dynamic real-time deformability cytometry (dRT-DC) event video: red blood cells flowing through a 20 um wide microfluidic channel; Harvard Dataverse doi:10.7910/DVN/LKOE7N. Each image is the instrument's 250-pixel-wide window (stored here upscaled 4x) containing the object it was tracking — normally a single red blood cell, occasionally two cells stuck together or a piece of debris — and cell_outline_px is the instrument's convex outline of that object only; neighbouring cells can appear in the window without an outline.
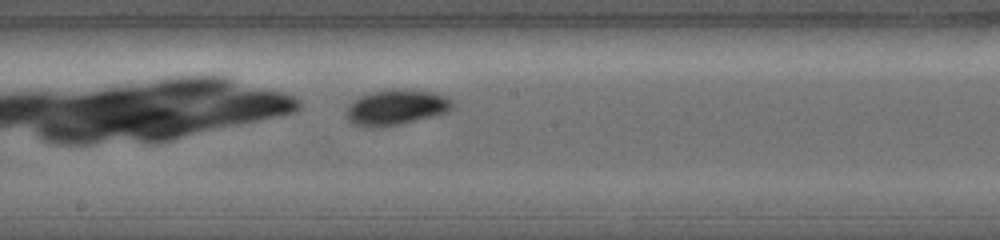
{"species": "common noctule bat (a hibernating species)", "species_latin": "Nyctalus noctula", "temperature_condition": "warm", "stored_images_in_passage": 40, "camera_frame_rate_fps": 5000, "um_per_image_px": 0.085, "animal": {"sex": "female", "body_mass_g": 19.0, "forearm_length_mm": 56.7}, "frame": {"image": 1, "passage_image": 13, "time_ms": 2.6, "image_size_px": [1000, 240], "cell_outline_px": [[448, 108], [444, 112], [396, 124], [372, 128], [368, 128], [352, 124], [348, 120], [348, 108], [356, 100], [364, 96], [376, 92], [428, 92], [440, 96], [448, 100]], "centroid_in_image_um": [33.53, 9.2], "position_along_channel_um": 214.7, "area_um2": 19.54}}
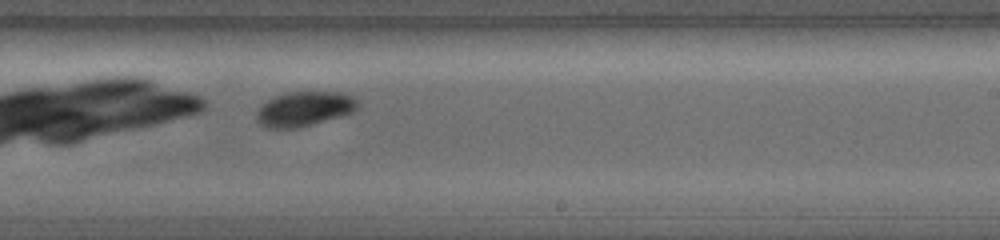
{"frame": {"image": 2, "passage_image": 19, "time_ms": 3.4, "image_size_px": [1000, 240], "cell_outline_px": [[356, 108], [352, 112], [300, 128], [264, 128], [256, 120], [256, 116], [260, 108], [264, 104], [280, 96], [292, 92], [332, 92], [348, 96], [356, 104]], "centroid_in_image_um": [25.8, 9.3], "position_along_channel_um": 263.2, "area_um2": 19.48}}